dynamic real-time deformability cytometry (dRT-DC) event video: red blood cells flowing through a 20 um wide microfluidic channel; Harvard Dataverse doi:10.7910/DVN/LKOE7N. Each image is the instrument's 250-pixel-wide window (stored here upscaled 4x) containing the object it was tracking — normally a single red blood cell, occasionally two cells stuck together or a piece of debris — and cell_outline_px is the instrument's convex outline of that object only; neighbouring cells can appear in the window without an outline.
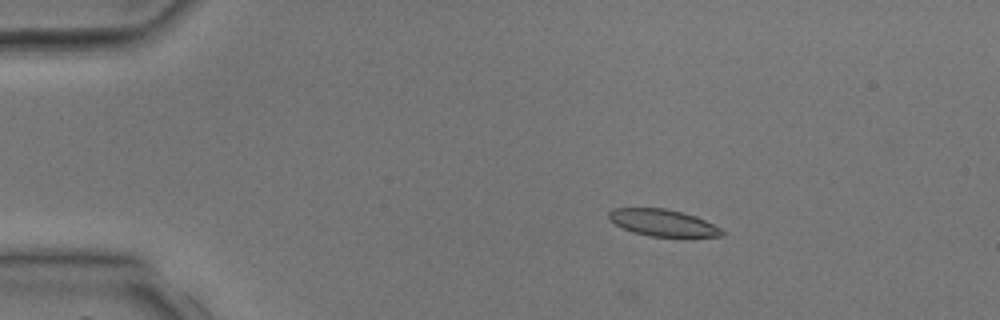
{"species": "common noctule bat (a hibernating species)", "species_latin": "Nyctalus noctula", "temperature_condition": "room temperature", "stored_images_in_passage": 2, "camera_frame_rate_fps": 3000, "um_per_image_px": 0.085, "animal": {"sex": "male", "body_mass_g": 17.9, "forearm_length_mm": 54.2}, "frame": {"image": 1, "passage_image": 2, "time_ms": 1.333, "image_size_px": [1000, 320], "cell_outline_px": [[724, 236], [648, 236], [632, 232], [616, 224], [608, 216], [608, 212], [612, 208], [664, 208], [684, 212], [696, 216], [720, 228], [724, 232]], "centroid_in_image_um": [56.33, 18.92], "position_along_channel_um": 28.7, "area_um2": 17.46}}